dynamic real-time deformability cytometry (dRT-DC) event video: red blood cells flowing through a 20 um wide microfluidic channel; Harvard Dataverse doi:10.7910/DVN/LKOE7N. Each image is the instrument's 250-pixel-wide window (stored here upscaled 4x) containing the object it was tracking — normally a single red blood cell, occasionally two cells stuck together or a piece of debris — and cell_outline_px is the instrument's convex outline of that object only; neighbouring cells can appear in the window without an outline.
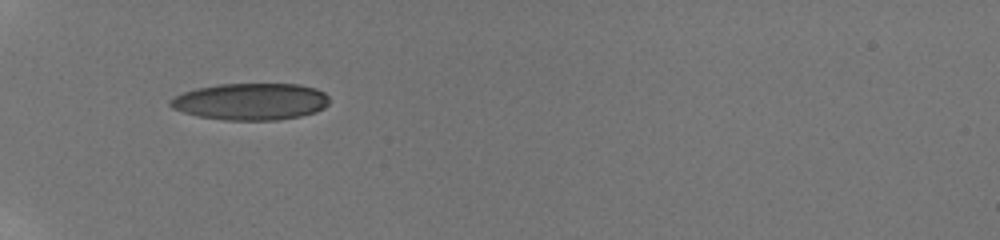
{"species": "human", "species_latin": "Homo sapiens", "temperature_condition": "room temperature", "stored_images_in_passage": 36, "camera_frame_rate_fps": 3000, "um_per_image_px": 0.085, "donor": {"sex": "male"}, "frame": {"image": 1, "passage_image": 1, "time_ms": 0.0, "image_size_px": [1000, 240], "cell_outline_px": [[328, 104], [324, 108], [316, 112], [300, 116], [276, 120], [224, 120], [200, 116], [184, 112], [172, 108], [168, 104], [168, 100], [184, 92], [196, 88], [220, 84], [300, 84], [316, 88], [324, 92], [328, 96]], "centroid_in_image_um": [21.33, 8.63], "position_along_channel_um": 63.7, "area_um2": 34.16}}
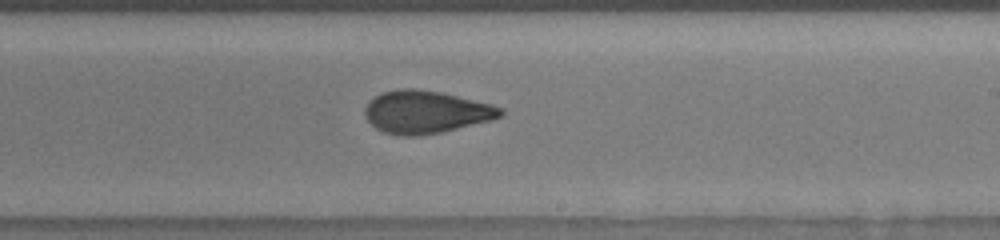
{"frame": {"image": 2, "passage_image": 17, "time_ms": 5.333, "image_size_px": [1000, 240], "cell_outline_px": [[504, 116], [492, 120], [440, 132], [420, 136], [400, 136], [384, 132], [376, 128], [368, 120], [364, 112], [364, 108], [376, 96], [384, 92], [400, 88], [416, 88], [440, 92], [492, 104], [504, 108]], "centroid_in_image_um": [36.23, 9.52], "position_along_channel_um": 252.8, "area_um2": 33.64}}
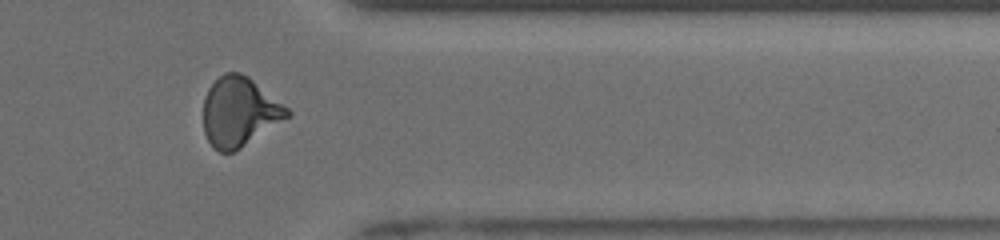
{"frame": {"image": 3, "passage_image": 28, "time_ms": 9.0, "image_size_px": [1000, 240], "cell_outline_px": [[292, 116], [240, 148], [232, 152], [220, 152], [212, 148], [204, 132], [204, 96], [208, 88], [224, 72], [240, 72], [248, 76], [288, 108], [292, 112]], "centroid_in_image_um": [20.35, 9.51], "position_along_channel_um": 391.0, "area_um2": 33.93}, "authors_computed_cell_mechanics": {"area_um2": 33.3217, "velocity_mm_per_s": 3.867, "shape_relaxation_time_tau1_ms": 5.3585, "shape_relaxation_time_tau2_ms": 1.6919, "deformation_change_tau1": 0.1722, "deformation_change_tau2": 0.076}}